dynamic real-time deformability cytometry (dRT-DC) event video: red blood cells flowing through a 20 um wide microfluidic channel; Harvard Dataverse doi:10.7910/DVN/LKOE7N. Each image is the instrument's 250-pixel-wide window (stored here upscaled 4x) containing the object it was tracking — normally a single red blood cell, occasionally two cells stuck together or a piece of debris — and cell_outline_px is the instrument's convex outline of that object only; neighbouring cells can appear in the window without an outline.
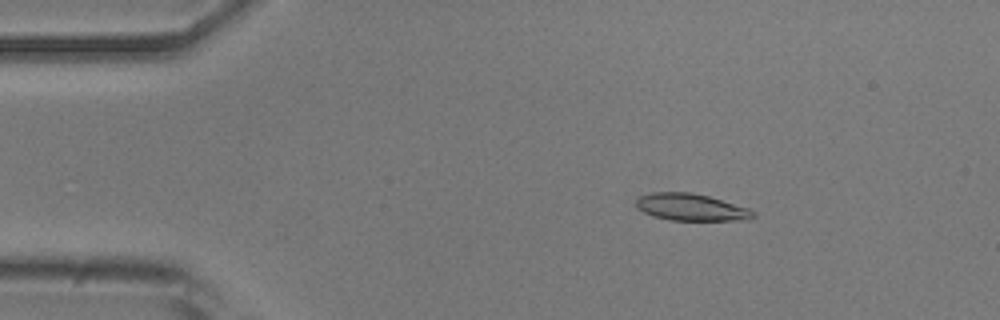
{"species": "common noctule bat (a hibernating species)", "species_latin": "Nyctalus noctula", "temperature_condition": "room temperature", "stored_images_in_passage": 54, "camera_frame_rate_fps": 3000, "um_per_image_px": 0.085, "animal": {"sex": "male", "body_mass_g": 20.5, "forearm_length_mm": 52.5}, "frame": {"image": 1, "passage_image": 9, "time_ms": 2.667, "image_size_px": [1000, 320], "cell_outline_px": [[756, 216], [748, 220], [668, 220], [652, 216], [636, 208], [636, 200], [640, 196], [652, 192], [692, 192], [708, 196], [748, 208], [756, 212]], "centroid_in_image_um": [58.73, 17.62], "position_along_channel_um": 26.3, "area_um2": 18.5}}
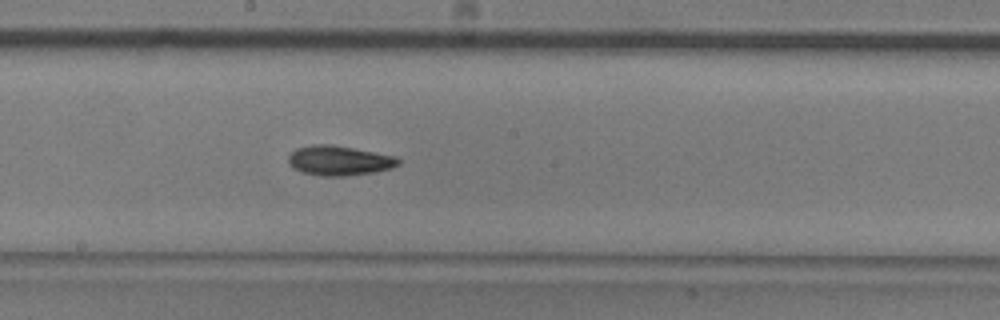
{"frame": {"image": 2, "passage_image": 29, "time_ms": 9.333, "image_size_px": [1000, 320], "cell_outline_px": [[400, 164], [392, 168], [376, 172], [344, 176], [320, 176], [300, 172], [292, 168], [288, 164], [288, 156], [296, 148], [312, 144], [332, 144], [396, 156], [400, 160]], "centroid_in_image_um": [28.81, 13.65], "position_along_channel_um": 219.4, "area_um2": 19.36}}
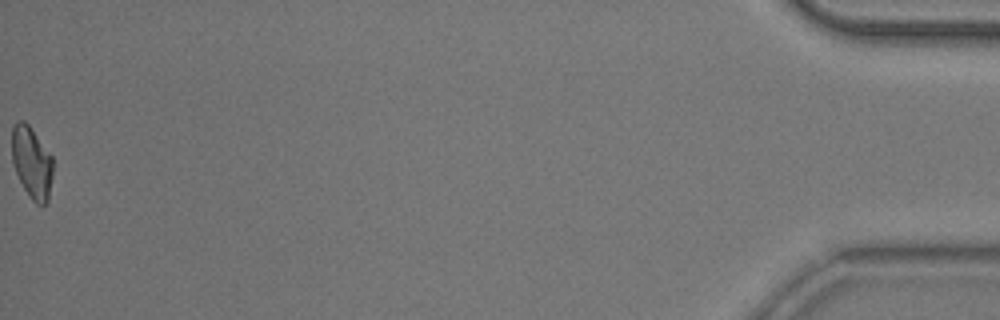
{"frame": {"image": 3, "passage_image": 54, "time_ms": 17.667, "image_size_px": [1000, 320], "cell_outline_px": [[52, 176], [48, 200], [44, 204], [36, 204], [28, 196], [16, 172], [12, 160], [12, 124], [16, 120], [24, 120], [28, 124], [52, 156]], "centroid_in_image_um": [2.68, 13.79], "position_along_channel_um": 432.5, "area_um2": 17.11}, "authors_computed_cell_mechanics": {"area_um2": 18.0914, "velocity_mm_per_s": 3.7881, "shape_relaxation_time_tau1_ms": 3.9234, "shape_relaxation_time_tau2_ms": 4.16, "deformation_change_tau1": 0.1302, "deformation_change_tau2": 0.0982}}